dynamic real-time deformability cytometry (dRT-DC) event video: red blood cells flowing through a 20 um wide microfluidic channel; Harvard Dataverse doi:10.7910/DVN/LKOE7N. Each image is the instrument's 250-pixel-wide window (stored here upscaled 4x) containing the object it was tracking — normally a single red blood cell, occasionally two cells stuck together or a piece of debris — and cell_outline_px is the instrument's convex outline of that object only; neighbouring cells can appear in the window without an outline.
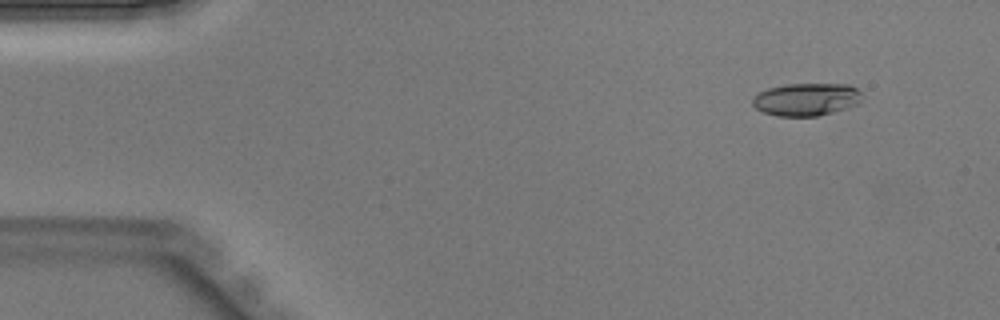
{"species": "Egyptian fruit bat (a non-hibernating species)", "species_latin": "Rousettus aegyptiacus", "temperature_condition": "warm", "stored_images_in_passage": 44, "camera_frame_rate_fps": 3000, "um_per_image_px": 0.085, "animal": {"sex": "male"}, "frame": {"image": 1, "passage_image": 5, "time_ms": 1.333, "image_size_px": [1000, 320], "cell_outline_px": [[860, 104], [848, 108], [816, 116], [776, 116], [764, 112], [756, 108], [752, 104], [752, 96], [768, 88], [788, 84], [848, 84], [856, 88], [860, 92]], "centroid_in_image_um": [68.53, 8.45], "position_along_channel_um": 16.5, "area_um2": 20.87}}
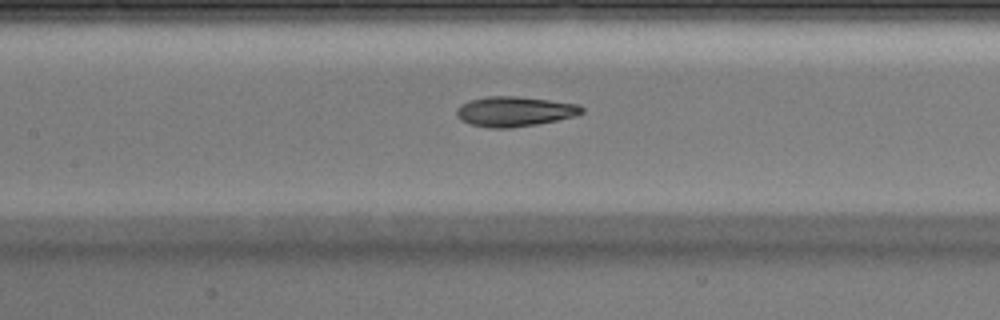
{"frame": {"image": 2, "passage_image": 21, "time_ms": 6.667, "image_size_px": [1000, 320], "cell_outline_px": [[584, 112], [576, 116], [536, 124], [512, 128], [488, 128], [468, 124], [460, 120], [456, 116], [456, 108], [460, 104], [472, 100], [488, 96], [516, 96], [580, 104], [584, 108]], "centroid_in_image_um": [43.72, 9.48], "position_along_channel_um": 163.7, "area_um2": 22.02}}
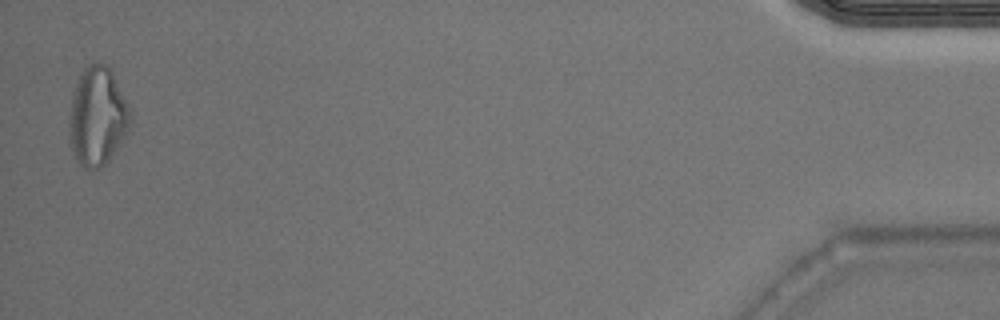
{"frame": {"image": 3, "passage_image": 44, "time_ms": 14.333, "image_size_px": [1000, 320], "cell_outline_px": [[132, 120], [128, 128], [108, 160], [100, 168], [84, 168], [76, 160], [68, 136], [68, 124], [72, 96], [76, 84], [84, 68], [88, 64], [104, 64], [112, 72], [128, 104], [132, 116]], "centroid_in_image_um": [8.26, 9.9], "position_along_channel_um": 426.9, "area_um2": 34.56}}